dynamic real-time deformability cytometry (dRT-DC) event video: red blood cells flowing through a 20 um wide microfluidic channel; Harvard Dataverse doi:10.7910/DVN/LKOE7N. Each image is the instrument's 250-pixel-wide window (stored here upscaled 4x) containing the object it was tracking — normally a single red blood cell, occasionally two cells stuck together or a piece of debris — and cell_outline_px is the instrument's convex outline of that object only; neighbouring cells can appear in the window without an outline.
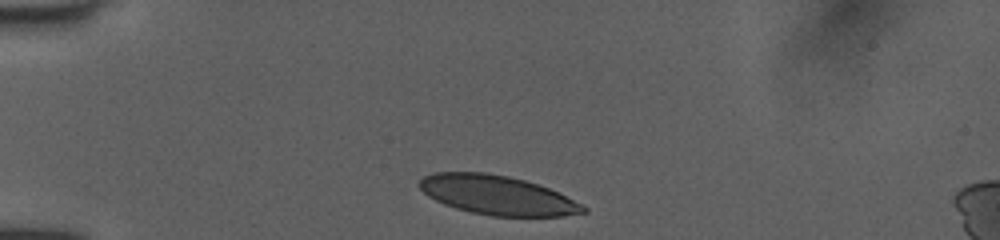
{"species": "human", "species_latin": "Homo sapiens", "temperature_condition": "room temperature", "stored_images_in_passage": 2, "camera_frame_rate_fps": 3000, "um_per_image_px": 0.085, "donor": {"sex": "female"}, "frame": {"image": 1, "passage_image": 1, "time_ms": 0.0, "image_size_px": [1000, 240], "cell_outline_px": [[588, 212], [560, 216], [492, 216], [472, 212], [456, 208], [444, 204], [428, 196], [420, 188], [420, 180], [424, 176], [436, 172], [488, 172], [508, 176], [524, 180], [548, 188], [588, 208]], "centroid_in_image_um": [42.24, 16.58], "position_along_channel_um": 42.8, "area_um2": 36.99}}